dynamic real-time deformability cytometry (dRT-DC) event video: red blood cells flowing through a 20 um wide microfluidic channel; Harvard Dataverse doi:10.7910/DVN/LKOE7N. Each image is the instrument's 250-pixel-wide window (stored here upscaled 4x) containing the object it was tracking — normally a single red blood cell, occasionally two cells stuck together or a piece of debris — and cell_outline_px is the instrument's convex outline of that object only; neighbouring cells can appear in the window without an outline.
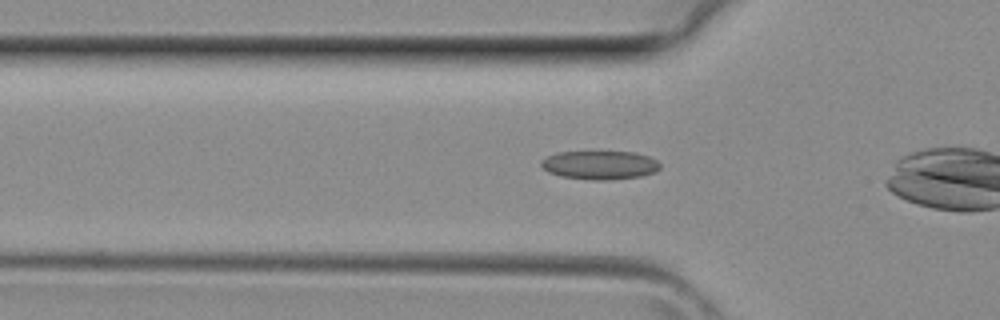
{"species": "common noctule bat (a hibernating species)", "species_latin": "Nyctalus noctula", "temperature_condition": "room temperature", "stored_images_in_passage": 26, "camera_frame_rate_fps": 3000, "um_per_image_px": 0.085, "animal": {"sex": "female", "body_mass_g": 29.2, "forearm_length_mm": 56.3}, "frame": {"image": 1, "passage_image": 8, "time_ms": 2.333, "image_size_px": [1000, 320], "cell_outline_px": [[660, 168], [656, 172], [640, 176], [608, 180], [592, 180], [560, 176], [548, 172], [540, 164], [540, 160], [556, 152], [636, 152], [648, 156], [656, 160], [660, 164]], "centroid_in_image_um": [50.98, 14.03], "position_along_channel_um": 74.8, "area_um2": 19.88}}
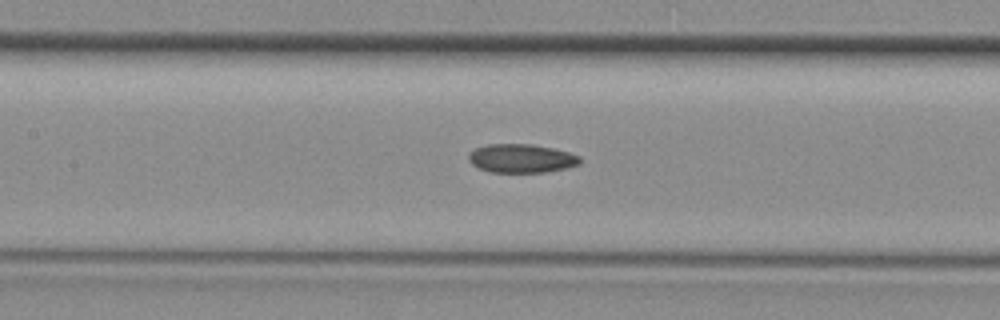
{"frame": {"image": 2, "passage_image": 13, "time_ms": 4.0, "image_size_px": [1000, 320], "cell_outline_px": [[580, 164], [564, 168], [544, 172], [488, 172], [472, 164], [468, 160], [468, 152], [476, 148], [488, 144], [532, 144], [552, 148], [568, 152], [580, 156]], "centroid_in_image_um": [44.28, 13.46], "position_along_channel_um": 163.1, "area_um2": 18.55}}
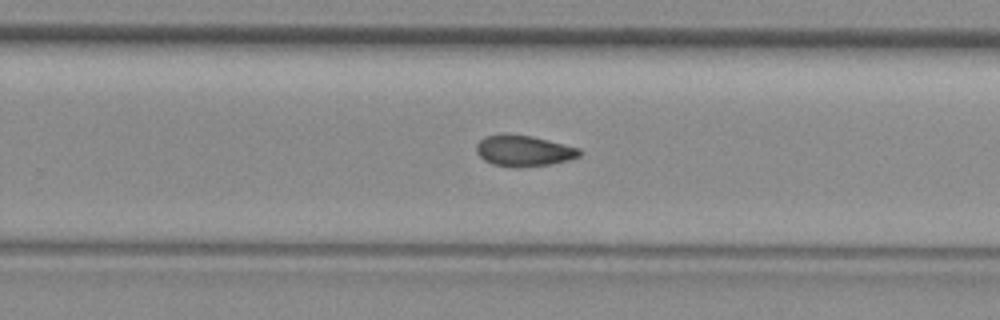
{"frame": {"image": 3, "passage_image": 20, "time_ms": 6.333, "image_size_px": [1000, 320], "cell_outline_px": [[580, 156], [568, 160], [548, 164], [516, 168], [512, 168], [492, 164], [484, 160], [476, 152], [476, 144], [484, 136], [504, 132], [532, 136], [580, 148]], "centroid_in_image_um": [44.46, 12.8], "position_along_channel_um": 285.3, "area_um2": 18.9}}